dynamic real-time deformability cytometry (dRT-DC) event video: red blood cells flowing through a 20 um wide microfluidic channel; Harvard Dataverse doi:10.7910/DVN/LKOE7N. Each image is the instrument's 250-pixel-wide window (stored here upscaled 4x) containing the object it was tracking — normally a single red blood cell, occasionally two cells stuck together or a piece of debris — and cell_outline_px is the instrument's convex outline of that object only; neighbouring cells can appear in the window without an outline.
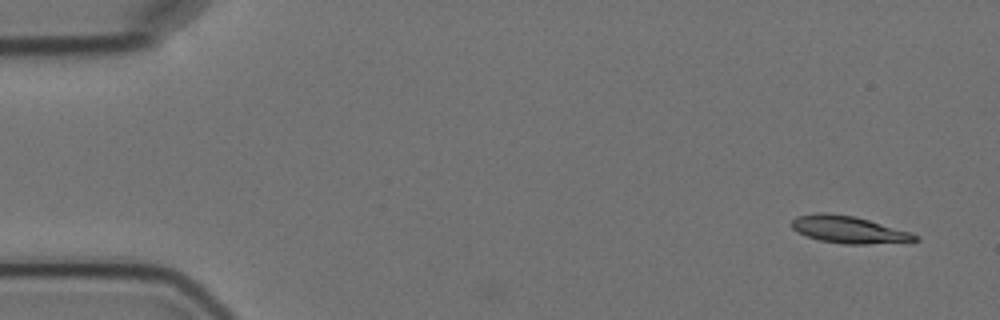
{"species": "Egyptian fruit bat (a non-hibernating species)", "species_latin": "Rousettus aegyptiacus", "temperature_condition": "cold", "stored_images_in_passage": 4, "segment_of_instrument_passage": [2, 2], "camera_frame_rate_fps": 3000, "um_per_image_px": 0.085, "animal": {"sex": "female"}, "frame": {"image": 1, "passage_image": 4, "time_ms": 4.667, "image_size_px": [1000, 320], "cell_outline_px": [[920, 240], [868, 244], [844, 244], [820, 240], [796, 232], [792, 228], [792, 220], [796, 216], [816, 212], [828, 212], [852, 216], [868, 220], [912, 232], [920, 236]], "centroid_in_image_um": [72.12, 19.51], "position_along_channel_um": 12.9, "area_um2": 19.48}}